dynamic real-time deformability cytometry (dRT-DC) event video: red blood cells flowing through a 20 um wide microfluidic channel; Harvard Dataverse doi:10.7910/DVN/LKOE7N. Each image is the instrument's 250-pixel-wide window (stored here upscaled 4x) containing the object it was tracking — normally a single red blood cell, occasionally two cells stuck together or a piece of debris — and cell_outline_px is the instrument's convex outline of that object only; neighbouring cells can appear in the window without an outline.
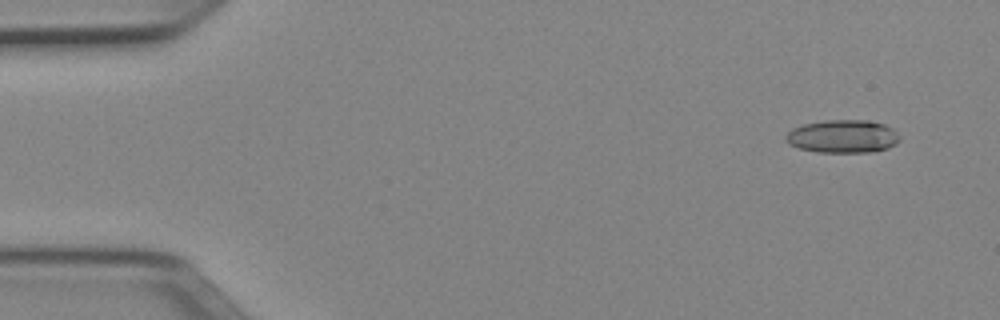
{"species": "Egyptian fruit bat (a non-hibernating species)", "species_latin": "Rousettus aegyptiacus", "temperature_condition": "cold", "stored_images_in_passage": 9, "camera_frame_rate_fps": 3000, "um_per_image_px": 0.085, "animal": {"sex": "female"}, "frame": {"image": 1, "passage_image": 4, "time_ms": 1.0, "image_size_px": [1000, 320], "cell_outline_px": [[900, 140], [896, 144], [888, 148], [872, 152], [816, 152], [800, 148], [788, 144], [784, 140], [784, 136], [792, 128], [804, 124], [824, 120], [868, 120], [884, 124], [892, 128], [900, 136]], "centroid_in_image_um": [71.63, 11.59], "position_along_channel_um": 13.4, "area_um2": 22.14}}